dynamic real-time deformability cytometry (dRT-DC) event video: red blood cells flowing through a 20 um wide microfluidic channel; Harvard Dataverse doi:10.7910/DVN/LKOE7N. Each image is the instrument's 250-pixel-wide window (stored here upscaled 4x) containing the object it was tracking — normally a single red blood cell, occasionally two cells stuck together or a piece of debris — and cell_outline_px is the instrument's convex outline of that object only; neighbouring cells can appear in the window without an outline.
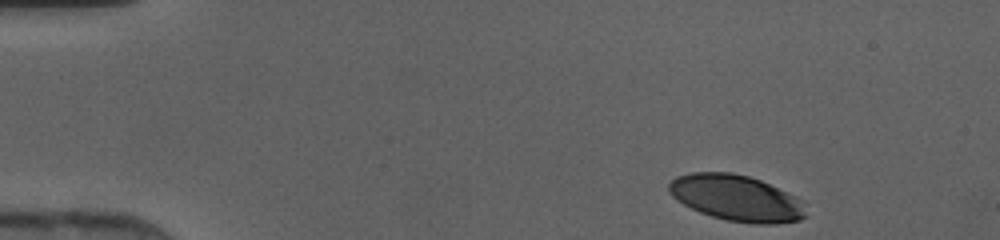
{"species": "human", "species_latin": "Homo sapiens", "temperature_condition": "cold", "stored_images_in_passage": 41, "camera_frame_rate_fps": 3000, "um_per_image_px": 0.085, "donor": {"sex": "female"}, "frame": {"image": 1, "passage_image": 1, "time_ms": 0.0, "image_size_px": [1000, 240], "cell_outline_px": [[808, 216], [800, 220], [776, 224], [752, 224], [728, 220], [712, 216], [700, 212], [684, 204], [672, 196], [668, 192], [668, 184], [676, 176], [692, 172], [732, 172], [748, 176], [760, 180], [796, 196], [804, 200]], "centroid_in_image_um": [62.64, 16.84], "position_along_channel_um": 22.4, "area_um2": 37.05}}
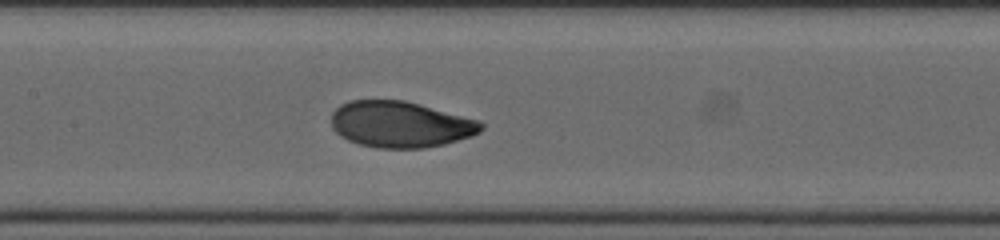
{"frame": {"image": 2, "passage_image": 18, "time_ms": 5.667, "image_size_px": [1000, 240], "cell_outline_px": [[484, 128], [480, 132], [472, 136], [444, 144], [424, 148], [376, 148], [360, 144], [348, 140], [340, 136], [332, 128], [332, 112], [340, 104], [348, 100], [404, 100], [480, 120], [484, 124]], "centroid_in_image_um": [34.04, 10.57], "position_along_channel_um": 173.4, "area_um2": 40.52}}
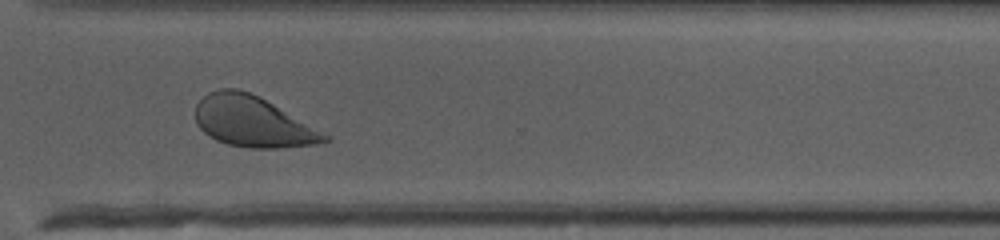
{"frame": {"image": 3, "passage_image": 30, "time_ms": 9.667, "image_size_px": [1000, 240], "cell_outline_px": [[332, 140], [316, 144], [280, 148], [248, 148], [228, 144], [216, 140], [208, 136], [196, 124], [196, 104], [208, 92], [220, 88], [236, 88], [248, 92], [272, 104], [332, 136]], "centroid_in_image_um": [21.48, 10.36], "position_along_channel_um": 349.1, "area_um2": 37.97}}